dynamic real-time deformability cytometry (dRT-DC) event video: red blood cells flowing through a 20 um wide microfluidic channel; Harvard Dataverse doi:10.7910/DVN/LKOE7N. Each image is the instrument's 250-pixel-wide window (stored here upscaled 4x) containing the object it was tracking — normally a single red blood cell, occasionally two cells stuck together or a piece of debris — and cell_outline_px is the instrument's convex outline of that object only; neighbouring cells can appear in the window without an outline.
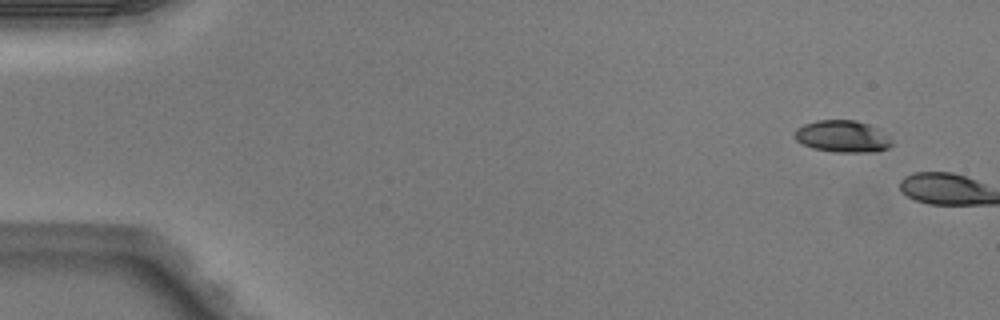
{"species": "Egyptian fruit bat (a non-hibernating species)", "species_latin": "Rousettus aegyptiacus", "temperature_condition": "warm", "stored_images_in_passage": 2, "camera_frame_rate_fps": 3000, "um_per_image_px": 0.085, "animal": {"sex": "male"}, "frame": {"image": 1, "passage_image": 1, "time_ms": 0.0, "image_size_px": [1000, 320], "cell_outline_px": [[892, 144], [888, 148], [872, 152], [836, 152], [812, 148], [796, 140], [796, 128], [804, 124], [816, 120], [856, 120], [868, 124], [876, 128], [888, 136], [892, 140]], "centroid_in_image_um": [71.62, 11.59], "position_along_channel_um": 13.4, "area_um2": 17.92}}